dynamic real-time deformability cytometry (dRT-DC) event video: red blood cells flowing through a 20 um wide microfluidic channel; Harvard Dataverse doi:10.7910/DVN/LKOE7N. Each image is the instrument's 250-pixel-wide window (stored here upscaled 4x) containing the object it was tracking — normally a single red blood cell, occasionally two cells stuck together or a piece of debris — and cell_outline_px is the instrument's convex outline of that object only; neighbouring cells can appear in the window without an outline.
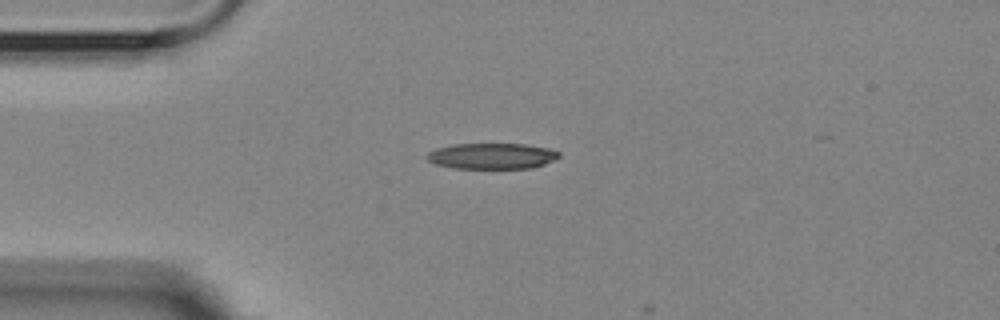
{"species": "Egyptian fruit bat (a non-hibernating species)", "species_latin": "Rousettus aegyptiacus", "temperature_condition": "room temperature", "stored_images_in_passage": 2, "camera_frame_rate_fps": 3000, "um_per_image_px": 0.085, "animal": {"sex": "female"}, "frame": {"image": 1, "passage_image": 1, "time_ms": 0.0, "image_size_px": [1000, 320], "cell_outline_px": [[560, 156], [544, 164], [532, 168], [456, 168], [436, 164], [428, 160], [428, 152], [436, 148], [456, 144], [524, 144], [548, 148], [560, 152]], "centroid_in_image_um": [41.83, 13.26], "position_along_channel_um": 43.2, "area_um2": 19.65}}